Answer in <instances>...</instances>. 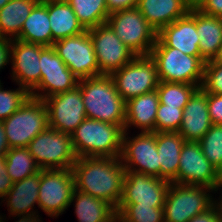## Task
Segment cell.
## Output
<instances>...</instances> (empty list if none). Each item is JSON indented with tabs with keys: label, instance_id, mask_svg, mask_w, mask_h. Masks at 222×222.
<instances>
[{
	"label": "cell",
	"instance_id": "cell-1",
	"mask_svg": "<svg viewBox=\"0 0 222 222\" xmlns=\"http://www.w3.org/2000/svg\"><path fill=\"white\" fill-rule=\"evenodd\" d=\"M72 171L76 190L104 199L117 209L126 171L120 157H80Z\"/></svg>",
	"mask_w": 222,
	"mask_h": 222
},
{
	"label": "cell",
	"instance_id": "cell-38",
	"mask_svg": "<svg viewBox=\"0 0 222 222\" xmlns=\"http://www.w3.org/2000/svg\"><path fill=\"white\" fill-rule=\"evenodd\" d=\"M207 103L212 124H222V95L207 93Z\"/></svg>",
	"mask_w": 222,
	"mask_h": 222
},
{
	"label": "cell",
	"instance_id": "cell-7",
	"mask_svg": "<svg viewBox=\"0 0 222 222\" xmlns=\"http://www.w3.org/2000/svg\"><path fill=\"white\" fill-rule=\"evenodd\" d=\"M210 190L215 191L207 186L170 183L163 206L164 222H188L211 208L217 201Z\"/></svg>",
	"mask_w": 222,
	"mask_h": 222
},
{
	"label": "cell",
	"instance_id": "cell-10",
	"mask_svg": "<svg viewBox=\"0 0 222 222\" xmlns=\"http://www.w3.org/2000/svg\"><path fill=\"white\" fill-rule=\"evenodd\" d=\"M74 190L72 169H42L38 207L50 217L59 216L71 205Z\"/></svg>",
	"mask_w": 222,
	"mask_h": 222
},
{
	"label": "cell",
	"instance_id": "cell-52",
	"mask_svg": "<svg viewBox=\"0 0 222 222\" xmlns=\"http://www.w3.org/2000/svg\"><path fill=\"white\" fill-rule=\"evenodd\" d=\"M122 222L118 217H116L115 222Z\"/></svg>",
	"mask_w": 222,
	"mask_h": 222
},
{
	"label": "cell",
	"instance_id": "cell-11",
	"mask_svg": "<svg viewBox=\"0 0 222 222\" xmlns=\"http://www.w3.org/2000/svg\"><path fill=\"white\" fill-rule=\"evenodd\" d=\"M39 64L41 79L33 89L35 91L30 92V97L45 100L52 95L67 92L78 86L79 79L58 56L52 46H44L40 50ZM39 90L44 91L45 94H39Z\"/></svg>",
	"mask_w": 222,
	"mask_h": 222
},
{
	"label": "cell",
	"instance_id": "cell-21",
	"mask_svg": "<svg viewBox=\"0 0 222 222\" xmlns=\"http://www.w3.org/2000/svg\"><path fill=\"white\" fill-rule=\"evenodd\" d=\"M159 106L157 90L147 92L126 101L124 132L133 125L141 132H155L156 113Z\"/></svg>",
	"mask_w": 222,
	"mask_h": 222
},
{
	"label": "cell",
	"instance_id": "cell-20",
	"mask_svg": "<svg viewBox=\"0 0 222 222\" xmlns=\"http://www.w3.org/2000/svg\"><path fill=\"white\" fill-rule=\"evenodd\" d=\"M212 125L207 93L199 88L183 108L181 126L177 132L185 141L199 142Z\"/></svg>",
	"mask_w": 222,
	"mask_h": 222
},
{
	"label": "cell",
	"instance_id": "cell-2",
	"mask_svg": "<svg viewBox=\"0 0 222 222\" xmlns=\"http://www.w3.org/2000/svg\"><path fill=\"white\" fill-rule=\"evenodd\" d=\"M78 86L87 118L125 127L126 102L117 92L110 75L80 79Z\"/></svg>",
	"mask_w": 222,
	"mask_h": 222
},
{
	"label": "cell",
	"instance_id": "cell-40",
	"mask_svg": "<svg viewBox=\"0 0 222 222\" xmlns=\"http://www.w3.org/2000/svg\"><path fill=\"white\" fill-rule=\"evenodd\" d=\"M137 3L138 0H106L109 14L120 10L137 7Z\"/></svg>",
	"mask_w": 222,
	"mask_h": 222
},
{
	"label": "cell",
	"instance_id": "cell-16",
	"mask_svg": "<svg viewBox=\"0 0 222 222\" xmlns=\"http://www.w3.org/2000/svg\"><path fill=\"white\" fill-rule=\"evenodd\" d=\"M178 184L207 186L216 190L219 172L204 156L199 142L185 141L182 145Z\"/></svg>",
	"mask_w": 222,
	"mask_h": 222
},
{
	"label": "cell",
	"instance_id": "cell-27",
	"mask_svg": "<svg viewBox=\"0 0 222 222\" xmlns=\"http://www.w3.org/2000/svg\"><path fill=\"white\" fill-rule=\"evenodd\" d=\"M196 31L200 39L198 45L201 58L205 62L213 60L222 43V18L196 9Z\"/></svg>",
	"mask_w": 222,
	"mask_h": 222
},
{
	"label": "cell",
	"instance_id": "cell-24",
	"mask_svg": "<svg viewBox=\"0 0 222 222\" xmlns=\"http://www.w3.org/2000/svg\"><path fill=\"white\" fill-rule=\"evenodd\" d=\"M40 172L13 183L12 188L4 196L11 215H36L32 206L38 205Z\"/></svg>",
	"mask_w": 222,
	"mask_h": 222
},
{
	"label": "cell",
	"instance_id": "cell-51",
	"mask_svg": "<svg viewBox=\"0 0 222 222\" xmlns=\"http://www.w3.org/2000/svg\"><path fill=\"white\" fill-rule=\"evenodd\" d=\"M219 184H222V168L219 170Z\"/></svg>",
	"mask_w": 222,
	"mask_h": 222
},
{
	"label": "cell",
	"instance_id": "cell-37",
	"mask_svg": "<svg viewBox=\"0 0 222 222\" xmlns=\"http://www.w3.org/2000/svg\"><path fill=\"white\" fill-rule=\"evenodd\" d=\"M201 88L206 93L222 95V65L212 60L205 62Z\"/></svg>",
	"mask_w": 222,
	"mask_h": 222
},
{
	"label": "cell",
	"instance_id": "cell-34",
	"mask_svg": "<svg viewBox=\"0 0 222 222\" xmlns=\"http://www.w3.org/2000/svg\"><path fill=\"white\" fill-rule=\"evenodd\" d=\"M199 144L204 156L219 172L222 168V124H213Z\"/></svg>",
	"mask_w": 222,
	"mask_h": 222
},
{
	"label": "cell",
	"instance_id": "cell-49",
	"mask_svg": "<svg viewBox=\"0 0 222 222\" xmlns=\"http://www.w3.org/2000/svg\"><path fill=\"white\" fill-rule=\"evenodd\" d=\"M6 153H0V167L5 164Z\"/></svg>",
	"mask_w": 222,
	"mask_h": 222
},
{
	"label": "cell",
	"instance_id": "cell-26",
	"mask_svg": "<svg viewBox=\"0 0 222 222\" xmlns=\"http://www.w3.org/2000/svg\"><path fill=\"white\" fill-rule=\"evenodd\" d=\"M48 15V0H40L25 20L17 38L27 43L52 46V32Z\"/></svg>",
	"mask_w": 222,
	"mask_h": 222
},
{
	"label": "cell",
	"instance_id": "cell-23",
	"mask_svg": "<svg viewBox=\"0 0 222 222\" xmlns=\"http://www.w3.org/2000/svg\"><path fill=\"white\" fill-rule=\"evenodd\" d=\"M185 139L178 132H156V148L160 163V178L178 184V170Z\"/></svg>",
	"mask_w": 222,
	"mask_h": 222
},
{
	"label": "cell",
	"instance_id": "cell-28",
	"mask_svg": "<svg viewBox=\"0 0 222 222\" xmlns=\"http://www.w3.org/2000/svg\"><path fill=\"white\" fill-rule=\"evenodd\" d=\"M75 200V214L79 222H115L116 209L104 199L74 190L71 203Z\"/></svg>",
	"mask_w": 222,
	"mask_h": 222
},
{
	"label": "cell",
	"instance_id": "cell-13",
	"mask_svg": "<svg viewBox=\"0 0 222 222\" xmlns=\"http://www.w3.org/2000/svg\"><path fill=\"white\" fill-rule=\"evenodd\" d=\"M52 47L79 80L99 76V67L89 30L55 41Z\"/></svg>",
	"mask_w": 222,
	"mask_h": 222
},
{
	"label": "cell",
	"instance_id": "cell-19",
	"mask_svg": "<svg viewBox=\"0 0 222 222\" xmlns=\"http://www.w3.org/2000/svg\"><path fill=\"white\" fill-rule=\"evenodd\" d=\"M198 35L196 9H190L186 16L176 19L157 32V39L153 47H172L190 56H200Z\"/></svg>",
	"mask_w": 222,
	"mask_h": 222
},
{
	"label": "cell",
	"instance_id": "cell-46",
	"mask_svg": "<svg viewBox=\"0 0 222 222\" xmlns=\"http://www.w3.org/2000/svg\"><path fill=\"white\" fill-rule=\"evenodd\" d=\"M38 215H22V218L20 216V219L16 222H41Z\"/></svg>",
	"mask_w": 222,
	"mask_h": 222
},
{
	"label": "cell",
	"instance_id": "cell-14",
	"mask_svg": "<svg viewBox=\"0 0 222 222\" xmlns=\"http://www.w3.org/2000/svg\"><path fill=\"white\" fill-rule=\"evenodd\" d=\"M126 136L127 134L124 132L120 155L121 162H124L123 165L126 171L160 178V163L156 148V132H141L133 139H130V137L127 138Z\"/></svg>",
	"mask_w": 222,
	"mask_h": 222
},
{
	"label": "cell",
	"instance_id": "cell-8",
	"mask_svg": "<svg viewBox=\"0 0 222 222\" xmlns=\"http://www.w3.org/2000/svg\"><path fill=\"white\" fill-rule=\"evenodd\" d=\"M27 149L41 170L72 169L78 158L71 135L49 127L31 140Z\"/></svg>",
	"mask_w": 222,
	"mask_h": 222
},
{
	"label": "cell",
	"instance_id": "cell-15",
	"mask_svg": "<svg viewBox=\"0 0 222 222\" xmlns=\"http://www.w3.org/2000/svg\"><path fill=\"white\" fill-rule=\"evenodd\" d=\"M43 101L48 111L49 128L71 134L87 118L79 86Z\"/></svg>",
	"mask_w": 222,
	"mask_h": 222
},
{
	"label": "cell",
	"instance_id": "cell-12",
	"mask_svg": "<svg viewBox=\"0 0 222 222\" xmlns=\"http://www.w3.org/2000/svg\"><path fill=\"white\" fill-rule=\"evenodd\" d=\"M88 30L99 67V75H110L137 56L122 43L107 23Z\"/></svg>",
	"mask_w": 222,
	"mask_h": 222
},
{
	"label": "cell",
	"instance_id": "cell-33",
	"mask_svg": "<svg viewBox=\"0 0 222 222\" xmlns=\"http://www.w3.org/2000/svg\"><path fill=\"white\" fill-rule=\"evenodd\" d=\"M116 215L122 222H164L163 207L119 204Z\"/></svg>",
	"mask_w": 222,
	"mask_h": 222
},
{
	"label": "cell",
	"instance_id": "cell-6",
	"mask_svg": "<svg viewBox=\"0 0 222 222\" xmlns=\"http://www.w3.org/2000/svg\"><path fill=\"white\" fill-rule=\"evenodd\" d=\"M106 23L137 56L150 55L157 39V31L137 7L111 13Z\"/></svg>",
	"mask_w": 222,
	"mask_h": 222
},
{
	"label": "cell",
	"instance_id": "cell-43",
	"mask_svg": "<svg viewBox=\"0 0 222 222\" xmlns=\"http://www.w3.org/2000/svg\"><path fill=\"white\" fill-rule=\"evenodd\" d=\"M13 181L7 174L5 164L0 167V198H3L13 186Z\"/></svg>",
	"mask_w": 222,
	"mask_h": 222
},
{
	"label": "cell",
	"instance_id": "cell-47",
	"mask_svg": "<svg viewBox=\"0 0 222 222\" xmlns=\"http://www.w3.org/2000/svg\"><path fill=\"white\" fill-rule=\"evenodd\" d=\"M212 61L222 65V43L219 46L218 52Z\"/></svg>",
	"mask_w": 222,
	"mask_h": 222
},
{
	"label": "cell",
	"instance_id": "cell-9",
	"mask_svg": "<svg viewBox=\"0 0 222 222\" xmlns=\"http://www.w3.org/2000/svg\"><path fill=\"white\" fill-rule=\"evenodd\" d=\"M117 92L127 100L156 90L159 84L157 65L149 56H136L131 62L110 74Z\"/></svg>",
	"mask_w": 222,
	"mask_h": 222
},
{
	"label": "cell",
	"instance_id": "cell-5",
	"mask_svg": "<svg viewBox=\"0 0 222 222\" xmlns=\"http://www.w3.org/2000/svg\"><path fill=\"white\" fill-rule=\"evenodd\" d=\"M2 122L9 148L27 147L31 140L49 127L46 104L43 100L29 97Z\"/></svg>",
	"mask_w": 222,
	"mask_h": 222
},
{
	"label": "cell",
	"instance_id": "cell-32",
	"mask_svg": "<svg viewBox=\"0 0 222 222\" xmlns=\"http://www.w3.org/2000/svg\"><path fill=\"white\" fill-rule=\"evenodd\" d=\"M199 88V86L186 83L160 81L156 89L159 96V104H165L168 107L184 108Z\"/></svg>",
	"mask_w": 222,
	"mask_h": 222
},
{
	"label": "cell",
	"instance_id": "cell-50",
	"mask_svg": "<svg viewBox=\"0 0 222 222\" xmlns=\"http://www.w3.org/2000/svg\"><path fill=\"white\" fill-rule=\"evenodd\" d=\"M10 0H0V9L6 5Z\"/></svg>",
	"mask_w": 222,
	"mask_h": 222
},
{
	"label": "cell",
	"instance_id": "cell-17",
	"mask_svg": "<svg viewBox=\"0 0 222 222\" xmlns=\"http://www.w3.org/2000/svg\"><path fill=\"white\" fill-rule=\"evenodd\" d=\"M170 182L142 173L125 171L123 194L119 204L163 207Z\"/></svg>",
	"mask_w": 222,
	"mask_h": 222
},
{
	"label": "cell",
	"instance_id": "cell-48",
	"mask_svg": "<svg viewBox=\"0 0 222 222\" xmlns=\"http://www.w3.org/2000/svg\"><path fill=\"white\" fill-rule=\"evenodd\" d=\"M220 187H222V184H218L217 187H216V190L217 191L218 189H220ZM222 199V197H220ZM215 204L217 205L218 209H219V212H220V215L222 216V200H220V202L216 203Z\"/></svg>",
	"mask_w": 222,
	"mask_h": 222
},
{
	"label": "cell",
	"instance_id": "cell-39",
	"mask_svg": "<svg viewBox=\"0 0 222 222\" xmlns=\"http://www.w3.org/2000/svg\"><path fill=\"white\" fill-rule=\"evenodd\" d=\"M188 222H222V216L216 204L211 208L192 217Z\"/></svg>",
	"mask_w": 222,
	"mask_h": 222
},
{
	"label": "cell",
	"instance_id": "cell-25",
	"mask_svg": "<svg viewBox=\"0 0 222 222\" xmlns=\"http://www.w3.org/2000/svg\"><path fill=\"white\" fill-rule=\"evenodd\" d=\"M48 15L52 32V45L63 38L86 31L66 0H48Z\"/></svg>",
	"mask_w": 222,
	"mask_h": 222
},
{
	"label": "cell",
	"instance_id": "cell-44",
	"mask_svg": "<svg viewBox=\"0 0 222 222\" xmlns=\"http://www.w3.org/2000/svg\"><path fill=\"white\" fill-rule=\"evenodd\" d=\"M9 149L6 133L4 131V124L0 121V153H7Z\"/></svg>",
	"mask_w": 222,
	"mask_h": 222
},
{
	"label": "cell",
	"instance_id": "cell-3",
	"mask_svg": "<svg viewBox=\"0 0 222 222\" xmlns=\"http://www.w3.org/2000/svg\"><path fill=\"white\" fill-rule=\"evenodd\" d=\"M123 133L121 125L85 118L70 135L78 158H118L121 155Z\"/></svg>",
	"mask_w": 222,
	"mask_h": 222
},
{
	"label": "cell",
	"instance_id": "cell-29",
	"mask_svg": "<svg viewBox=\"0 0 222 222\" xmlns=\"http://www.w3.org/2000/svg\"><path fill=\"white\" fill-rule=\"evenodd\" d=\"M39 1L10 0L4 5L0 9V37L8 38L9 36V39H17L25 20Z\"/></svg>",
	"mask_w": 222,
	"mask_h": 222
},
{
	"label": "cell",
	"instance_id": "cell-35",
	"mask_svg": "<svg viewBox=\"0 0 222 222\" xmlns=\"http://www.w3.org/2000/svg\"><path fill=\"white\" fill-rule=\"evenodd\" d=\"M1 84L0 81V121H3L22 106L30 93L20 86L17 90H3Z\"/></svg>",
	"mask_w": 222,
	"mask_h": 222
},
{
	"label": "cell",
	"instance_id": "cell-4",
	"mask_svg": "<svg viewBox=\"0 0 222 222\" xmlns=\"http://www.w3.org/2000/svg\"><path fill=\"white\" fill-rule=\"evenodd\" d=\"M150 57L157 65L159 81L196 85L201 88L205 61L172 47H153Z\"/></svg>",
	"mask_w": 222,
	"mask_h": 222
},
{
	"label": "cell",
	"instance_id": "cell-22",
	"mask_svg": "<svg viewBox=\"0 0 222 222\" xmlns=\"http://www.w3.org/2000/svg\"><path fill=\"white\" fill-rule=\"evenodd\" d=\"M137 8L157 32L190 11L184 0H138Z\"/></svg>",
	"mask_w": 222,
	"mask_h": 222
},
{
	"label": "cell",
	"instance_id": "cell-41",
	"mask_svg": "<svg viewBox=\"0 0 222 222\" xmlns=\"http://www.w3.org/2000/svg\"><path fill=\"white\" fill-rule=\"evenodd\" d=\"M199 10L207 15L222 18V0H206Z\"/></svg>",
	"mask_w": 222,
	"mask_h": 222
},
{
	"label": "cell",
	"instance_id": "cell-31",
	"mask_svg": "<svg viewBox=\"0 0 222 222\" xmlns=\"http://www.w3.org/2000/svg\"><path fill=\"white\" fill-rule=\"evenodd\" d=\"M5 167L13 182L23 180L41 170L27 147L10 148L6 153Z\"/></svg>",
	"mask_w": 222,
	"mask_h": 222
},
{
	"label": "cell",
	"instance_id": "cell-30",
	"mask_svg": "<svg viewBox=\"0 0 222 222\" xmlns=\"http://www.w3.org/2000/svg\"><path fill=\"white\" fill-rule=\"evenodd\" d=\"M66 2L86 30L105 24L110 15L106 0H66Z\"/></svg>",
	"mask_w": 222,
	"mask_h": 222
},
{
	"label": "cell",
	"instance_id": "cell-45",
	"mask_svg": "<svg viewBox=\"0 0 222 222\" xmlns=\"http://www.w3.org/2000/svg\"><path fill=\"white\" fill-rule=\"evenodd\" d=\"M190 9H199L206 0H184Z\"/></svg>",
	"mask_w": 222,
	"mask_h": 222
},
{
	"label": "cell",
	"instance_id": "cell-42",
	"mask_svg": "<svg viewBox=\"0 0 222 222\" xmlns=\"http://www.w3.org/2000/svg\"><path fill=\"white\" fill-rule=\"evenodd\" d=\"M11 59V39L0 37V69Z\"/></svg>",
	"mask_w": 222,
	"mask_h": 222
},
{
	"label": "cell",
	"instance_id": "cell-36",
	"mask_svg": "<svg viewBox=\"0 0 222 222\" xmlns=\"http://www.w3.org/2000/svg\"><path fill=\"white\" fill-rule=\"evenodd\" d=\"M182 117L183 108L159 104L156 113L155 132H177L181 126Z\"/></svg>",
	"mask_w": 222,
	"mask_h": 222
},
{
	"label": "cell",
	"instance_id": "cell-18",
	"mask_svg": "<svg viewBox=\"0 0 222 222\" xmlns=\"http://www.w3.org/2000/svg\"><path fill=\"white\" fill-rule=\"evenodd\" d=\"M43 45L11 39V60L13 80L29 93L41 79L40 50Z\"/></svg>",
	"mask_w": 222,
	"mask_h": 222
}]
</instances>
